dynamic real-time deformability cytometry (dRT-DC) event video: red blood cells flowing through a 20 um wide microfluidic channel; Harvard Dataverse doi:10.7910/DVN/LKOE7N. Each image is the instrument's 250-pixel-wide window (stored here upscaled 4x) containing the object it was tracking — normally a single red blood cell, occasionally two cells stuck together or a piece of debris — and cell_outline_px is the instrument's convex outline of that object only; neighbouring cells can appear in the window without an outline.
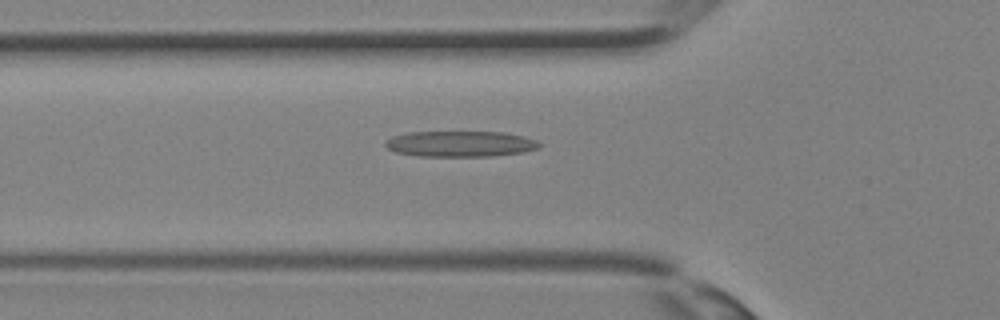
{"species": "Egyptian fruit bat (a non-hibernating species)", "species_latin": "Rousettus aegyptiacus", "temperature_condition": "room temperature", "stored_images_in_passage": 27, "camera_frame_rate_fps": 3000, "um_per_image_px": 0.085, "animal": {"sex": "female"}, "frame": {"image": 1, "passage_image": 4, "time_ms": 1.0, "image_size_px": [1000, 320], "cell_outline_px": [[540, 148], [524, 152], [492, 156], [416, 156], [396, 152], [388, 148], [384, 144], [384, 140], [392, 136], [408, 132], [504, 132], [524, 136], [536, 140], [540, 144]], "centroid_in_image_um": [39.12, 12.23], "position_along_channel_um": 86.7, "area_um2": 23.29}}
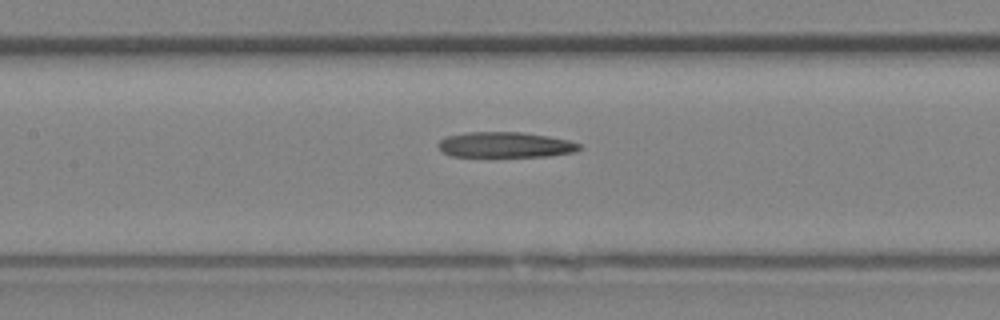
{"frame": {"image": 2, "passage_image": 8, "time_ms": 2.333, "image_size_px": [1000, 320], "cell_outline_px": [[584, 148], [576, 152], [548, 156], [452, 156], [444, 152], [436, 144], [440, 140], [448, 136], [468, 132], [520, 132], [548, 136], [568, 140], [580, 144]], "centroid_in_image_um": [43.0, 12.31], "position_along_channel_um": 164.4, "area_um2": 20.87}}
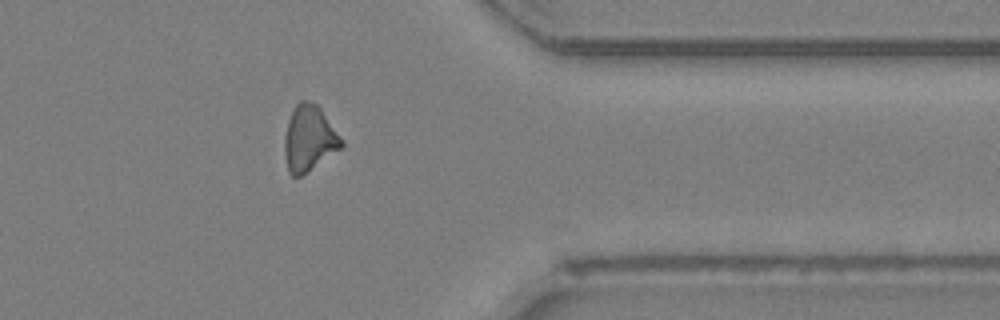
{"frame": {"image": 3, "passage_image": 20, "time_ms": 6.333, "image_size_px": [1000, 320], "cell_outline_px": [[344, 144], [340, 148], [300, 176], [292, 176], [288, 172], [284, 156], [284, 136], [288, 120], [296, 104], [300, 100], [308, 100], [316, 104], [320, 108], [344, 140]], "centroid_in_image_um": [26.25, 11.75], "position_along_channel_um": 385.1, "area_um2": 21.62}}